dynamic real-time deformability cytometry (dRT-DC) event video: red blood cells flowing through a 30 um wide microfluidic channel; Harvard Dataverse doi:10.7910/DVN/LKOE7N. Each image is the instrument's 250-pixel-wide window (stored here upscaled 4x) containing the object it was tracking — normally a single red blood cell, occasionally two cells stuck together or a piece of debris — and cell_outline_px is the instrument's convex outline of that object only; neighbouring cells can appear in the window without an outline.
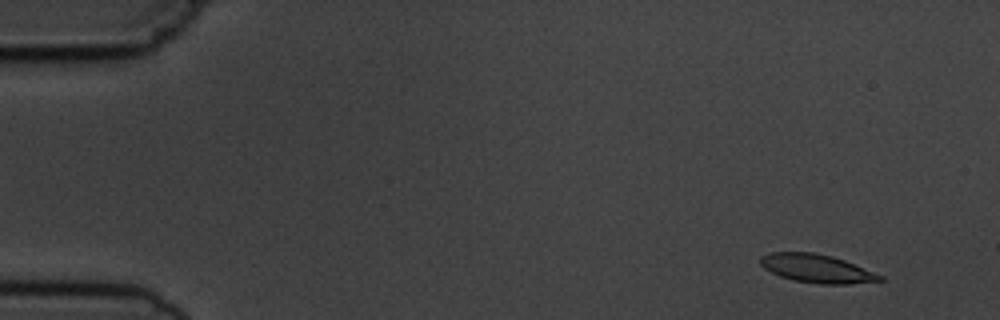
{"species": "common noctule bat (a hibernating species)", "species_latin": "Nyctalus noctula", "temperature_condition": "cold", "stored_images_in_passage": 4, "camera_frame_rate_fps": 3000, "um_per_image_px": 0.085, "animal": {"sex": "male", "body_mass_g": 19.5, "forearm_length_mm": 54.6}, "frame": {"image": 1, "passage_image": 1, "time_ms": 0.0, "image_size_px": [1000, 320], "cell_outline_px": [[884, 280], [848, 284], [820, 284], [792, 280], [780, 276], [764, 268], [760, 264], [760, 256], [772, 252], [812, 252], [832, 256], [844, 260], [884, 276]], "centroid_in_image_um": [69.41, 22.82], "position_along_channel_um": 15.6, "area_um2": 19.71}}
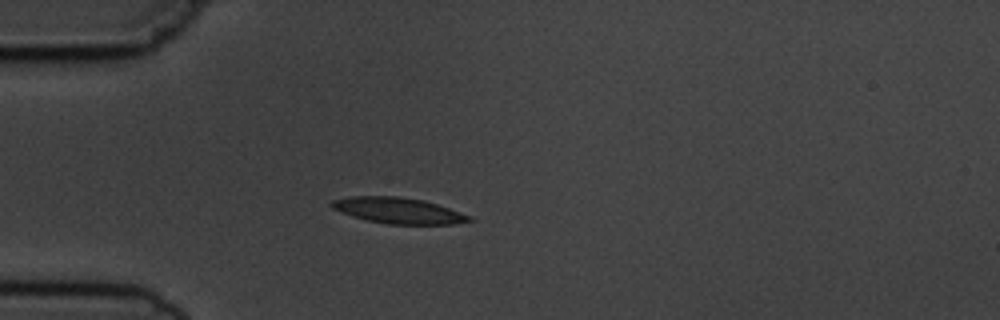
{"frame": {"image": 2, "passage_image": 4, "time_ms": 3.667, "image_size_px": [1000, 320], "cell_outline_px": [[476, 220], [452, 224], [388, 224], [364, 220], [340, 212], [332, 208], [328, 204], [332, 200], [352, 196], [400, 196], [424, 200], [472, 216]], "centroid_in_image_um": [33.83, 17.89], "position_along_channel_um": 51.2, "area_um2": 20.92}}